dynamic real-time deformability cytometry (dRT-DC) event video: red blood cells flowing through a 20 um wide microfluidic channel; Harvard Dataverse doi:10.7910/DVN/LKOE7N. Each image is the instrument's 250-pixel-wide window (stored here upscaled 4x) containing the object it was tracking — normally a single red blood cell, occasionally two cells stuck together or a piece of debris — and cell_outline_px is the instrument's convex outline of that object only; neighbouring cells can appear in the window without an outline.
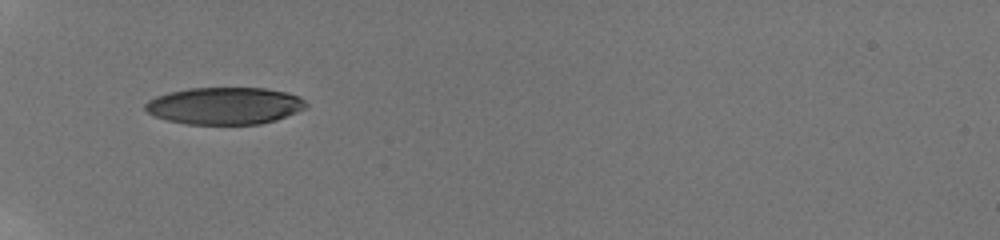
{"species": "human", "species_latin": "Homo sapiens", "temperature_condition": "room temperature", "stored_images_in_passage": 36, "camera_frame_rate_fps": 3000, "um_per_image_px": 0.085, "donor": {"sex": "male"}, "frame": {"image": 1, "passage_image": 1, "time_ms": 0.0, "image_size_px": [1000, 240], "cell_outline_px": [[308, 108], [276, 120], [260, 124], [184, 124], [168, 120], [156, 116], [148, 112], [144, 108], [144, 104], [148, 100], [156, 96], [168, 92], [188, 88], [264, 88], [288, 92], [300, 96], [308, 104]], "centroid_in_image_um": [19.13, 8.99], "position_along_channel_um": 65.9, "area_um2": 35.03}}
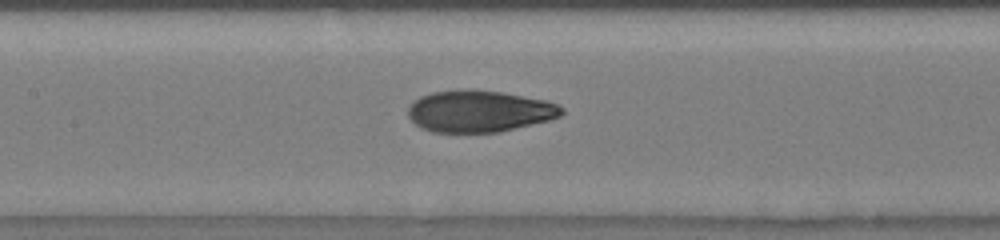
{"frame": {"image": 2, "passage_image": 11, "time_ms": 3.0, "image_size_px": [1000, 240], "cell_outline_px": [[564, 112], [560, 116], [552, 120], [500, 132], [432, 132], [420, 128], [408, 116], [408, 108], [420, 96], [432, 92], [456, 88], [468, 88], [500, 92], [548, 100], [564, 108]], "centroid_in_image_um": [40.76, 9.44], "position_along_channel_um": 166.6, "area_um2": 37.8}}
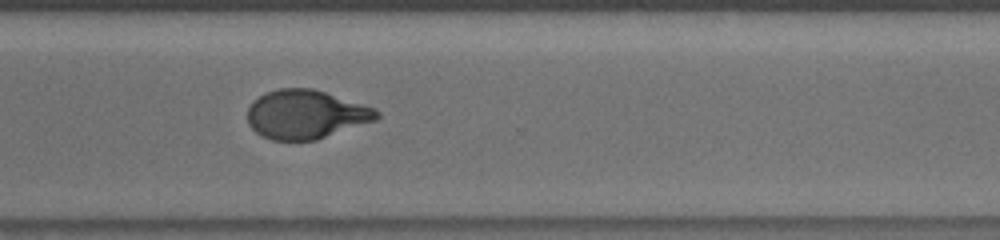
{"frame": {"image": 3, "passage_image": 26, "time_ms": 7.667, "image_size_px": [1000, 240], "cell_outline_px": [[380, 116], [376, 120], [316, 140], [272, 140], [260, 136], [248, 124], [248, 108], [252, 100], [268, 92], [280, 88], [312, 88], [376, 108], [380, 112]], "centroid_in_image_um": [25.99, 9.73], "position_along_channel_um": 344.6, "area_um2": 36.76}, "authors_computed_cell_mechanics": {"area_um2": 37.6278, "velocity_mm_per_s": 3.8258, "shape_relaxation_time_tau1_ms": 3.9214, "shape_relaxation_time_tau2_ms": 1.042, "deformation_change_tau1": 0.1995, "deformation_change_tau2": 0.061}}